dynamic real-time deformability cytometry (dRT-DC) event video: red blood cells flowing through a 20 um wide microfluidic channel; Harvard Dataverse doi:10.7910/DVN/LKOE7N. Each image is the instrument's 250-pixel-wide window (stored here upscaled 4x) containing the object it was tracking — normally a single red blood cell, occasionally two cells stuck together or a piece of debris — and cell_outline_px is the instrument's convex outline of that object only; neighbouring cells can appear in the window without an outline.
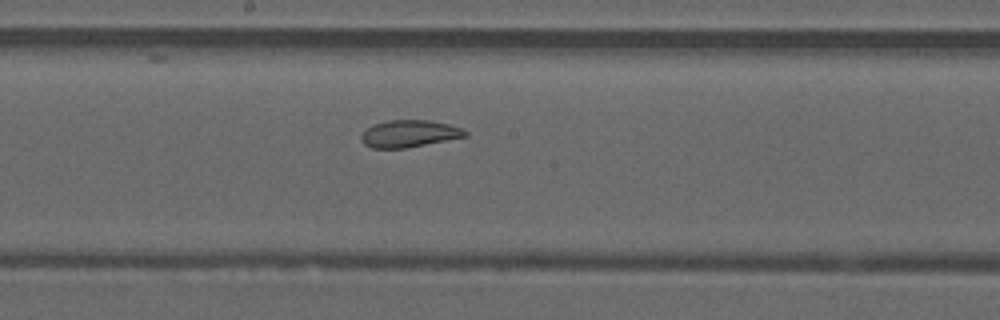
{"species": "common noctule bat (a hibernating species)", "species_latin": "Nyctalus noctula", "temperature_condition": "warm", "stored_images_in_passage": 39, "camera_frame_rate_fps": 3000, "um_per_image_px": 0.085, "animal": {"sex": "male", "forearm_length_mm": 52.5}, "frame": {"image": 1, "passage_image": 16, "time_ms": 5.0, "image_size_px": [1000, 320], "cell_outline_px": [[468, 136], [404, 148], [372, 148], [364, 144], [360, 140], [360, 136], [372, 124], [388, 120], [432, 120], [448, 124], [460, 128], [468, 132]], "centroid_in_image_um": [34.76, 11.35], "position_along_channel_um": 213.4, "area_um2": 16.36}}
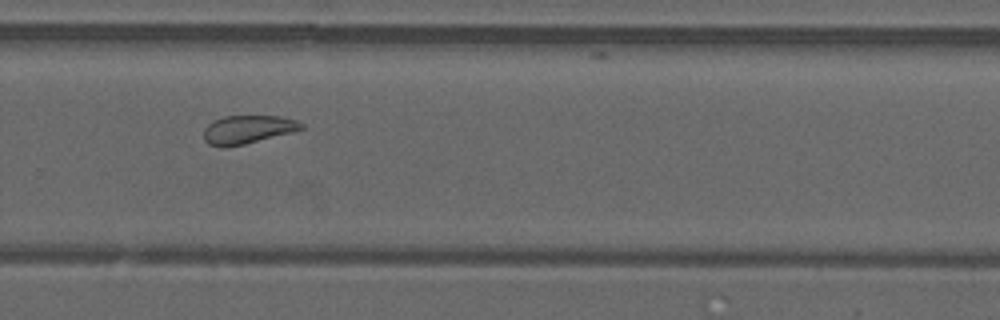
{"frame": {"image": 2, "passage_image": 23, "time_ms": 7.333, "image_size_px": [1000, 320], "cell_outline_px": [[304, 128], [296, 132], [244, 144], [224, 148], [220, 148], [208, 144], [204, 140], [204, 128], [212, 120], [224, 116], [280, 116], [296, 120], [304, 124]], "centroid_in_image_um": [21.06, 11.02], "position_along_channel_um": 308.7, "area_um2": 16.47}}
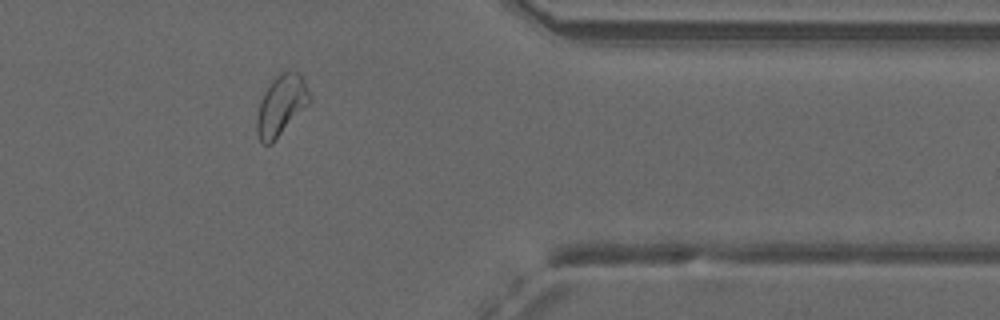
{"frame": {"image": 3, "passage_image": 30, "time_ms": 9.667, "image_size_px": [1000, 320], "cell_outline_px": [[312, 100], [272, 144], [264, 144], [260, 140], [256, 132], [256, 120], [260, 100], [264, 92], [272, 80], [284, 68], [292, 68], [304, 76]], "centroid_in_image_um": [23.92, 8.88], "position_along_channel_um": 387.5, "area_um2": 19.02}, "authors_computed_cell_mechanics": {"area_um2": 18.5538, "velocity_mm_per_s": 4.0982, "shape_relaxation_time_tau1_ms": null, "shape_relaxation_time_tau2_ms": 2.615, "deformation_change_tau1": null, "deformation_change_tau2": 0.094}}